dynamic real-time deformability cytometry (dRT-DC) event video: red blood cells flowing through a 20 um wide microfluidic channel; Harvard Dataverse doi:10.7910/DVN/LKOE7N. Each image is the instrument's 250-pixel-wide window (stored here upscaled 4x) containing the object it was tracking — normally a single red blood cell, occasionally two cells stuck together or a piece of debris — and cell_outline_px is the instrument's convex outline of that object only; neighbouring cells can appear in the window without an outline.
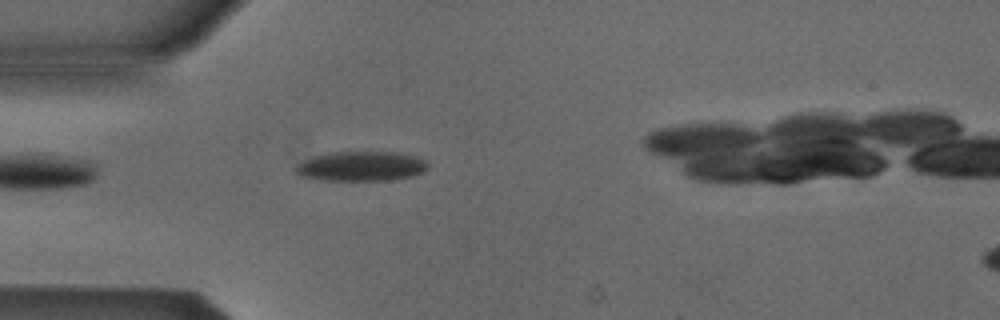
{"species": "Egyptian fruit bat (a non-hibernating species)", "species_latin": "Rousettus aegyptiacus", "temperature_condition": "cold", "stored_images_in_passage": 34, "camera_frame_rate_fps": 3000, "um_per_image_px": 0.085, "animal": {"sex": "male"}, "frame": {"image": 1, "passage_image": 3, "time_ms": 0.667, "image_size_px": [1000, 320], "cell_outline_px": [[428, 168], [412, 176], [388, 180], [320, 180], [300, 176], [296, 172], [296, 164], [304, 160], [316, 156], [332, 152], [392, 152], [412, 156], [424, 160], [428, 164]], "centroid_in_image_um": [30.66, 14.14], "position_along_channel_um": 54.3, "area_um2": 22.54}}
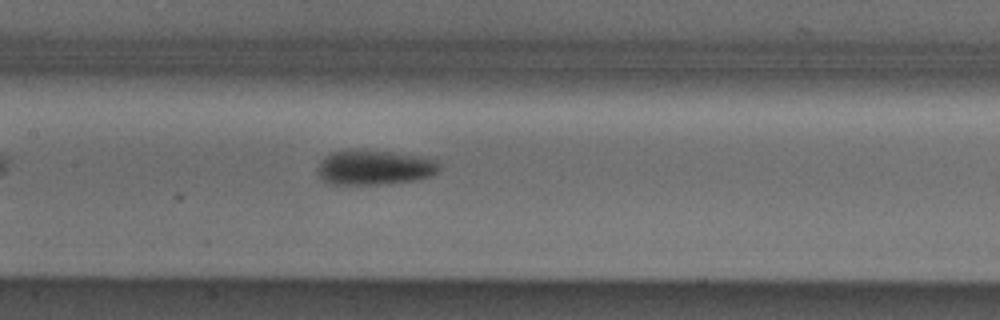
{"frame": {"image": 2, "passage_image": 13, "time_ms": 4.0, "image_size_px": [1000, 320], "cell_outline_px": [[440, 168], [436, 172], [428, 176], [416, 180], [376, 184], [328, 184], [320, 180], [316, 172], [316, 168], [320, 160], [324, 156], [332, 152], [348, 148], [364, 148], [392, 152], [416, 156], [436, 160]], "centroid_in_image_um": [31.69, 14.21], "position_along_channel_um": 175.7, "area_um2": 25.14}}
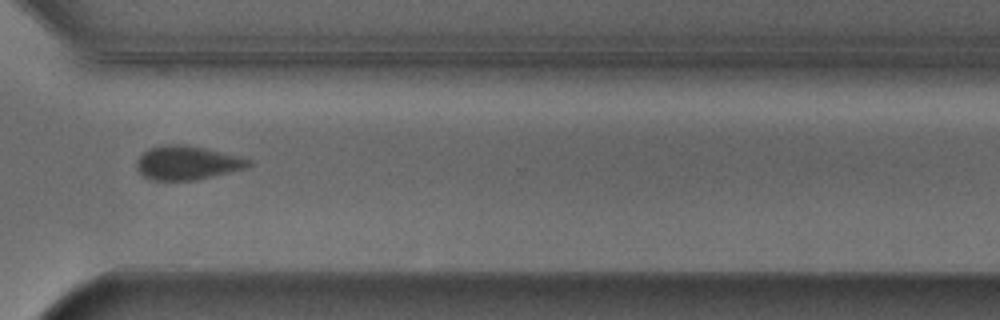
{"frame": {"image": 3, "passage_image": 27, "time_ms": 8.667, "image_size_px": [1000, 320], "cell_outline_px": [[252, 164], [248, 168], [196, 180], [152, 180], [144, 176], [136, 168], [136, 160], [148, 148], [164, 144], [184, 144], [204, 148], [240, 156], [252, 160]], "centroid_in_image_um": [15.92, 13.83], "position_along_channel_um": 354.7, "area_um2": 22.25}}